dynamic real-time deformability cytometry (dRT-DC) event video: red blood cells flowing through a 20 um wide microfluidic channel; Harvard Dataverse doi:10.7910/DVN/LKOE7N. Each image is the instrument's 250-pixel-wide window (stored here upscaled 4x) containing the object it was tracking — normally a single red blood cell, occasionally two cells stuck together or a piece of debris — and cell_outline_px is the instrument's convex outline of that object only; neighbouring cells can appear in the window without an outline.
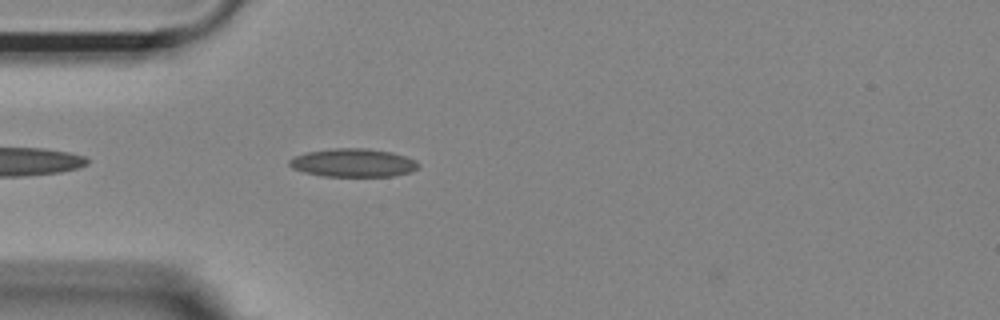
{"species": "Egyptian fruit bat (a non-hibernating species)", "species_latin": "Rousettus aegyptiacus", "temperature_condition": "room temperature", "stored_images_in_passage": 21, "camera_frame_rate_fps": 3000, "um_per_image_px": 0.085, "animal": {"sex": "female"}, "frame": {"image": 1, "passage_image": 3, "time_ms": 0.667, "image_size_px": [1000, 320], "cell_outline_px": [[420, 164], [412, 172], [392, 176], [324, 176], [304, 172], [292, 168], [288, 164], [288, 160], [296, 156], [308, 152], [336, 148], [364, 148], [392, 152], [416, 160]], "centroid_in_image_um": [30.03, 13.84], "position_along_channel_um": 55.0, "area_um2": 21.15}}
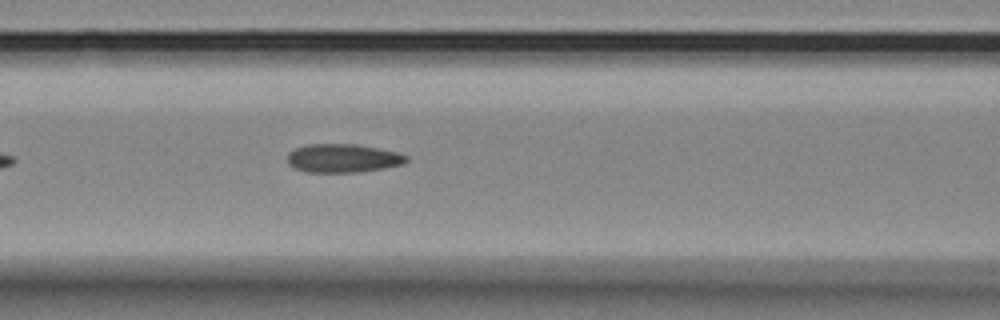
{"frame": {"image": 2, "passage_image": 10, "time_ms": 3.0, "image_size_px": [1000, 320], "cell_outline_px": [[408, 160], [404, 164], [384, 168], [360, 172], [308, 172], [296, 168], [288, 164], [288, 152], [296, 148], [308, 144], [356, 144], [396, 152], [408, 156]], "centroid_in_image_um": [29.15, 13.45], "position_along_channel_um": 137.4, "area_um2": 19.71}}
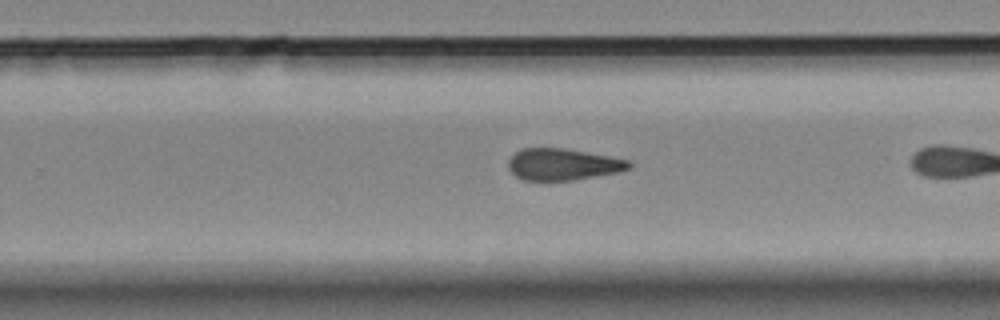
{"frame": {"image": 3, "passage_image": 19, "time_ms": 6.0, "image_size_px": [1000, 320], "cell_outline_px": [[632, 168], [620, 172], [572, 180], [524, 180], [516, 176], [508, 168], [508, 160], [516, 152], [524, 148], [564, 148], [632, 160]], "centroid_in_image_um": [47.89, 13.97], "position_along_channel_um": 281.9, "area_um2": 22.31}}